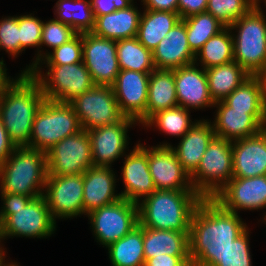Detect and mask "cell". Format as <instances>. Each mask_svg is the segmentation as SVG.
<instances>
[{"label": "cell", "instance_id": "obj_9", "mask_svg": "<svg viewBox=\"0 0 266 266\" xmlns=\"http://www.w3.org/2000/svg\"><path fill=\"white\" fill-rule=\"evenodd\" d=\"M46 67L45 74L41 69H34L30 75L40 84L47 100L70 103L95 86L83 62Z\"/></svg>", "mask_w": 266, "mask_h": 266}, {"label": "cell", "instance_id": "obj_20", "mask_svg": "<svg viewBox=\"0 0 266 266\" xmlns=\"http://www.w3.org/2000/svg\"><path fill=\"white\" fill-rule=\"evenodd\" d=\"M148 164L156 190H194L170 146H148Z\"/></svg>", "mask_w": 266, "mask_h": 266}, {"label": "cell", "instance_id": "obj_45", "mask_svg": "<svg viewBox=\"0 0 266 266\" xmlns=\"http://www.w3.org/2000/svg\"><path fill=\"white\" fill-rule=\"evenodd\" d=\"M144 266H192L190 256L161 254L145 261Z\"/></svg>", "mask_w": 266, "mask_h": 266}, {"label": "cell", "instance_id": "obj_13", "mask_svg": "<svg viewBox=\"0 0 266 266\" xmlns=\"http://www.w3.org/2000/svg\"><path fill=\"white\" fill-rule=\"evenodd\" d=\"M43 197L55 221L80 217L84 214L83 174L47 176Z\"/></svg>", "mask_w": 266, "mask_h": 266}, {"label": "cell", "instance_id": "obj_33", "mask_svg": "<svg viewBox=\"0 0 266 266\" xmlns=\"http://www.w3.org/2000/svg\"><path fill=\"white\" fill-rule=\"evenodd\" d=\"M54 19L71 26L78 34L92 32L95 17L90 0H58Z\"/></svg>", "mask_w": 266, "mask_h": 266}, {"label": "cell", "instance_id": "obj_39", "mask_svg": "<svg viewBox=\"0 0 266 266\" xmlns=\"http://www.w3.org/2000/svg\"><path fill=\"white\" fill-rule=\"evenodd\" d=\"M253 7L254 0H208L206 12L229 27Z\"/></svg>", "mask_w": 266, "mask_h": 266}, {"label": "cell", "instance_id": "obj_54", "mask_svg": "<svg viewBox=\"0 0 266 266\" xmlns=\"http://www.w3.org/2000/svg\"><path fill=\"white\" fill-rule=\"evenodd\" d=\"M264 130L266 131V118H265Z\"/></svg>", "mask_w": 266, "mask_h": 266}, {"label": "cell", "instance_id": "obj_11", "mask_svg": "<svg viewBox=\"0 0 266 266\" xmlns=\"http://www.w3.org/2000/svg\"><path fill=\"white\" fill-rule=\"evenodd\" d=\"M46 156L48 176L83 174L93 166L91 141L84 129L57 142Z\"/></svg>", "mask_w": 266, "mask_h": 266}, {"label": "cell", "instance_id": "obj_36", "mask_svg": "<svg viewBox=\"0 0 266 266\" xmlns=\"http://www.w3.org/2000/svg\"><path fill=\"white\" fill-rule=\"evenodd\" d=\"M186 25L187 40L190 49L196 54L213 36L225 26L208 12L197 13L182 19Z\"/></svg>", "mask_w": 266, "mask_h": 266}, {"label": "cell", "instance_id": "obj_48", "mask_svg": "<svg viewBox=\"0 0 266 266\" xmlns=\"http://www.w3.org/2000/svg\"><path fill=\"white\" fill-rule=\"evenodd\" d=\"M144 9L178 12V0H141Z\"/></svg>", "mask_w": 266, "mask_h": 266}, {"label": "cell", "instance_id": "obj_51", "mask_svg": "<svg viewBox=\"0 0 266 266\" xmlns=\"http://www.w3.org/2000/svg\"><path fill=\"white\" fill-rule=\"evenodd\" d=\"M6 248L4 246L0 245V266H4L8 261H6ZM6 261V262H5Z\"/></svg>", "mask_w": 266, "mask_h": 266}, {"label": "cell", "instance_id": "obj_38", "mask_svg": "<svg viewBox=\"0 0 266 266\" xmlns=\"http://www.w3.org/2000/svg\"><path fill=\"white\" fill-rule=\"evenodd\" d=\"M43 22L40 18L34 17V15H18V26L20 29V53L22 54L26 48H37L36 58L31 65H27L26 68L21 70L20 74H31L35 67L40 62V43L42 38Z\"/></svg>", "mask_w": 266, "mask_h": 266}, {"label": "cell", "instance_id": "obj_24", "mask_svg": "<svg viewBox=\"0 0 266 266\" xmlns=\"http://www.w3.org/2000/svg\"><path fill=\"white\" fill-rule=\"evenodd\" d=\"M155 69L174 70L195 62L190 49L185 22L181 19L152 51Z\"/></svg>", "mask_w": 266, "mask_h": 266}, {"label": "cell", "instance_id": "obj_10", "mask_svg": "<svg viewBox=\"0 0 266 266\" xmlns=\"http://www.w3.org/2000/svg\"><path fill=\"white\" fill-rule=\"evenodd\" d=\"M99 245L107 247L139 225L138 204L124 198L87 214Z\"/></svg>", "mask_w": 266, "mask_h": 266}, {"label": "cell", "instance_id": "obj_3", "mask_svg": "<svg viewBox=\"0 0 266 266\" xmlns=\"http://www.w3.org/2000/svg\"><path fill=\"white\" fill-rule=\"evenodd\" d=\"M202 199L195 190H155L138 204L139 224L189 232L192 215Z\"/></svg>", "mask_w": 266, "mask_h": 266}, {"label": "cell", "instance_id": "obj_12", "mask_svg": "<svg viewBox=\"0 0 266 266\" xmlns=\"http://www.w3.org/2000/svg\"><path fill=\"white\" fill-rule=\"evenodd\" d=\"M82 129L89 130L119 122L124 115L111 86L95 85L70 102Z\"/></svg>", "mask_w": 266, "mask_h": 266}, {"label": "cell", "instance_id": "obj_47", "mask_svg": "<svg viewBox=\"0 0 266 266\" xmlns=\"http://www.w3.org/2000/svg\"><path fill=\"white\" fill-rule=\"evenodd\" d=\"M1 209H18L21 207H26V205L35 197L38 196H24L12 193H1Z\"/></svg>", "mask_w": 266, "mask_h": 266}, {"label": "cell", "instance_id": "obj_17", "mask_svg": "<svg viewBox=\"0 0 266 266\" xmlns=\"http://www.w3.org/2000/svg\"><path fill=\"white\" fill-rule=\"evenodd\" d=\"M150 73L120 70L111 86L120 112L126 117L133 118L139 126L146 123Z\"/></svg>", "mask_w": 266, "mask_h": 266}, {"label": "cell", "instance_id": "obj_29", "mask_svg": "<svg viewBox=\"0 0 266 266\" xmlns=\"http://www.w3.org/2000/svg\"><path fill=\"white\" fill-rule=\"evenodd\" d=\"M141 14L137 39L147 49L153 51L167 33L181 20L178 12L144 9Z\"/></svg>", "mask_w": 266, "mask_h": 266}, {"label": "cell", "instance_id": "obj_4", "mask_svg": "<svg viewBox=\"0 0 266 266\" xmlns=\"http://www.w3.org/2000/svg\"><path fill=\"white\" fill-rule=\"evenodd\" d=\"M47 176L45 152L27 146L15 147L0 165V193L41 196Z\"/></svg>", "mask_w": 266, "mask_h": 266}, {"label": "cell", "instance_id": "obj_50", "mask_svg": "<svg viewBox=\"0 0 266 266\" xmlns=\"http://www.w3.org/2000/svg\"><path fill=\"white\" fill-rule=\"evenodd\" d=\"M6 64L4 63L3 57L0 60V89L1 87L11 78L6 72Z\"/></svg>", "mask_w": 266, "mask_h": 266}, {"label": "cell", "instance_id": "obj_31", "mask_svg": "<svg viewBox=\"0 0 266 266\" xmlns=\"http://www.w3.org/2000/svg\"><path fill=\"white\" fill-rule=\"evenodd\" d=\"M240 111H266V76H250L224 100Z\"/></svg>", "mask_w": 266, "mask_h": 266}, {"label": "cell", "instance_id": "obj_41", "mask_svg": "<svg viewBox=\"0 0 266 266\" xmlns=\"http://www.w3.org/2000/svg\"><path fill=\"white\" fill-rule=\"evenodd\" d=\"M78 33L69 25L50 19L43 22L42 38L40 43V61L44 58V52L41 51L42 46H47L52 50L60 47L64 43L73 39Z\"/></svg>", "mask_w": 266, "mask_h": 266}, {"label": "cell", "instance_id": "obj_34", "mask_svg": "<svg viewBox=\"0 0 266 266\" xmlns=\"http://www.w3.org/2000/svg\"><path fill=\"white\" fill-rule=\"evenodd\" d=\"M232 61H234L233 36L229 27H225L202 46L195 55L194 63L206 70Z\"/></svg>", "mask_w": 266, "mask_h": 266}, {"label": "cell", "instance_id": "obj_37", "mask_svg": "<svg viewBox=\"0 0 266 266\" xmlns=\"http://www.w3.org/2000/svg\"><path fill=\"white\" fill-rule=\"evenodd\" d=\"M191 110L177 106L154 114L143 126L154 127L169 136L182 138L195 124L190 118Z\"/></svg>", "mask_w": 266, "mask_h": 266}, {"label": "cell", "instance_id": "obj_30", "mask_svg": "<svg viewBox=\"0 0 266 266\" xmlns=\"http://www.w3.org/2000/svg\"><path fill=\"white\" fill-rule=\"evenodd\" d=\"M210 96L214 102L224 100L251 75L236 61L206 69Z\"/></svg>", "mask_w": 266, "mask_h": 266}, {"label": "cell", "instance_id": "obj_2", "mask_svg": "<svg viewBox=\"0 0 266 266\" xmlns=\"http://www.w3.org/2000/svg\"><path fill=\"white\" fill-rule=\"evenodd\" d=\"M46 100L30 74L10 78L0 89V120L15 147L27 146L38 110Z\"/></svg>", "mask_w": 266, "mask_h": 266}, {"label": "cell", "instance_id": "obj_43", "mask_svg": "<svg viewBox=\"0 0 266 266\" xmlns=\"http://www.w3.org/2000/svg\"><path fill=\"white\" fill-rule=\"evenodd\" d=\"M0 49L13 58H17L20 54L18 16H7L0 19Z\"/></svg>", "mask_w": 266, "mask_h": 266}, {"label": "cell", "instance_id": "obj_44", "mask_svg": "<svg viewBox=\"0 0 266 266\" xmlns=\"http://www.w3.org/2000/svg\"><path fill=\"white\" fill-rule=\"evenodd\" d=\"M94 17L110 14L115 10L126 9L134 0H90Z\"/></svg>", "mask_w": 266, "mask_h": 266}, {"label": "cell", "instance_id": "obj_53", "mask_svg": "<svg viewBox=\"0 0 266 266\" xmlns=\"http://www.w3.org/2000/svg\"><path fill=\"white\" fill-rule=\"evenodd\" d=\"M261 1L262 0H254V5H260V3H262ZM263 2H264V5L266 6V0H263Z\"/></svg>", "mask_w": 266, "mask_h": 266}, {"label": "cell", "instance_id": "obj_21", "mask_svg": "<svg viewBox=\"0 0 266 266\" xmlns=\"http://www.w3.org/2000/svg\"><path fill=\"white\" fill-rule=\"evenodd\" d=\"M174 80L178 106L188 110L214 107L204 68L193 63L174 69Z\"/></svg>", "mask_w": 266, "mask_h": 266}, {"label": "cell", "instance_id": "obj_49", "mask_svg": "<svg viewBox=\"0 0 266 266\" xmlns=\"http://www.w3.org/2000/svg\"><path fill=\"white\" fill-rule=\"evenodd\" d=\"M15 145L9 140L8 133L0 120V165L11 155Z\"/></svg>", "mask_w": 266, "mask_h": 266}, {"label": "cell", "instance_id": "obj_35", "mask_svg": "<svg viewBox=\"0 0 266 266\" xmlns=\"http://www.w3.org/2000/svg\"><path fill=\"white\" fill-rule=\"evenodd\" d=\"M116 53L120 70L152 72L155 69L152 51L137 37L116 41Z\"/></svg>", "mask_w": 266, "mask_h": 266}, {"label": "cell", "instance_id": "obj_28", "mask_svg": "<svg viewBox=\"0 0 266 266\" xmlns=\"http://www.w3.org/2000/svg\"><path fill=\"white\" fill-rule=\"evenodd\" d=\"M177 106L174 70L154 69L148 85L146 122L157 112Z\"/></svg>", "mask_w": 266, "mask_h": 266}, {"label": "cell", "instance_id": "obj_15", "mask_svg": "<svg viewBox=\"0 0 266 266\" xmlns=\"http://www.w3.org/2000/svg\"><path fill=\"white\" fill-rule=\"evenodd\" d=\"M83 63L95 85L112 86L120 72L116 41L94 35L82 34Z\"/></svg>", "mask_w": 266, "mask_h": 266}, {"label": "cell", "instance_id": "obj_22", "mask_svg": "<svg viewBox=\"0 0 266 266\" xmlns=\"http://www.w3.org/2000/svg\"><path fill=\"white\" fill-rule=\"evenodd\" d=\"M233 177L266 175V131L232 142Z\"/></svg>", "mask_w": 266, "mask_h": 266}, {"label": "cell", "instance_id": "obj_6", "mask_svg": "<svg viewBox=\"0 0 266 266\" xmlns=\"http://www.w3.org/2000/svg\"><path fill=\"white\" fill-rule=\"evenodd\" d=\"M82 130L70 103L45 100L32 125L29 147L47 152L57 142Z\"/></svg>", "mask_w": 266, "mask_h": 266}, {"label": "cell", "instance_id": "obj_16", "mask_svg": "<svg viewBox=\"0 0 266 266\" xmlns=\"http://www.w3.org/2000/svg\"><path fill=\"white\" fill-rule=\"evenodd\" d=\"M225 210L238 214V210H260L266 208V175L236 178L230 181L214 196ZM266 224V213L262 218Z\"/></svg>", "mask_w": 266, "mask_h": 266}, {"label": "cell", "instance_id": "obj_27", "mask_svg": "<svg viewBox=\"0 0 266 266\" xmlns=\"http://www.w3.org/2000/svg\"><path fill=\"white\" fill-rule=\"evenodd\" d=\"M145 261L161 254L189 256V232L143 227Z\"/></svg>", "mask_w": 266, "mask_h": 266}, {"label": "cell", "instance_id": "obj_5", "mask_svg": "<svg viewBox=\"0 0 266 266\" xmlns=\"http://www.w3.org/2000/svg\"><path fill=\"white\" fill-rule=\"evenodd\" d=\"M229 29L233 36L234 61L251 76H266V15L261 6L254 5Z\"/></svg>", "mask_w": 266, "mask_h": 266}, {"label": "cell", "instance_id": "obj_52", "mask_svg": "<svg viewBox=\"0 0 266 266\" xmlns=\"http://www.w3.org/2000/svg\"><path fill=\"white\" fill-rule=\"evenodd\" d=\"M4 266H19L18 264H17V262L15 263V262H7Z\"/></svg>", "mask_w": 266, "mask_h": 266}, {"label": "cell", "instance_id": "obj_25", "mask_svg": "<svg viewBox=\"0 0 266 266\" xmlns=\"http://www.w3.org/2000/svg\"><path fill=\"white\" fill-rule=\"evenodd\" d=\"M215 137L211 120H196L195 124L181 138L177 146L168 142H160L157 146H170L175 152L181 166L191 176L200 163L208 144Z\"/></svg>", "mask_w": 266, "mask_h": 266}, {"label": "cell", "instance_id": "obj_7", "mask_svg": "<svg viewBox=\"0 0 266 266\" xmlns=\"http://www.w3.org/2000/svg\"><path fill=\"white\" fill-rule=\"evenodd\" d=\"M56 221L43 195L33 198L26 207L0 209V245L8 237L48 238L56 231ZM3 240V241H2Z\"/></svg>", "mask_w": 266, "mask_h": 266}, {"label": "cell", "instance_id": "obj_8", "mask_svg": "<svg viewBox=\"0 0 266 266\" xmlns=\"http://www.w3.org/2000/svg\"><path fill=\"white\" fill-rule=\"evenodd\" d=\"M232 162V142L215 136L190 176L194 190L202 198H214L233 177Z\"/></svg>", "mask_w": 266, "mask_h": 266}, {"label": "cell", "instance_id": "obj_46", "mask_svg": "<svg viewBox=\"0 0 266 266\" xmlns=\"http://www.w3.org/2000/svg\"><path fill=\"white\" fill-rule=\"evenodd\" d=\"M208 0H178V14L181 19L206 12Z\"/></svg>", "mask_w": 266, "mask_h": 266}, {"label": "cell", "instance_id": "obj_32", "mask_svg": "<svg viewBox=\"0 0 266 266\" xmlns=\"http://www.w3.org/2000/svg\"><path fill=\"white\" fill-rule=\"evenodd\" d=\"M108 257L112 266H144L143 227L139 224L124 237L109 244Z\"/></svg>", "mask_w": 266, "mask_h": 266}, {"label": "cell", "instance_id": "obj_23", "mask_svg": "<svg viewBox=\"0 0 266 266\" xmlns=\"http://www.w3.org/2000/svg\"><path fill=\"white\" fill-rule=\"evenodd\" d=\"M112 167L91 166L83 173L84 215L118 201L116 172Z\"/></svg>", "mask_w": 266, "mask_h": 266}, {"label": "cell", "instance_id": "obj_1", "mask_svg": "<svg viewBox=\"0 0 266 266\" xmlns=\"http://www.w3.org/2000/svg\"><path fill=\"white\" fill-rule=\"evenodd\" d=\"M247 228L239 214L225 210L213 198H203L192 215L189 230L192 266H216Z\"/></svg>", "mask_w": 266, "mask_h": 266}, {"label": "cell", "instance_id": "obj_18", "mask_svg": "<svg viewBox=\"0 0 266 266\" xmlns=\"http://www.w3.org/2000/svg\"><path fill=\"white\" fill-rule=\"evenodd\" d=\"M217 108L211 122L215 136L236 141L258 134L264 129L266 111H240L229 107L223 100L215 102Z\"/></svg>", "mask_w": 266, "mask_h": 266}, {"label": "cell", "instance_id": "obj_40", "mask_svg": "<svg viewBox=\"0 0 266 266\" xmlns=\"http://www.w3.org/2000/svg\"><path fill=\"white\" fill-rule=\"evenodd\" d=\"M82 34H77L73 39L52 51L44 52V58L35 69H42V65H65L83 62Z\"/></svg>", "mask_w": 266, "mask_h": 266}, {"label": "cell", "instance_id": "obj_19", "mask_svg": "<svg viewBox=\"0 0 266 266\" xmlns=\"http://www.w3.org/2000/svg\"><path fill=\"white\" fill-rule=\"evenodd\" d=\"M123 160L121 179L125 189L120 196L139 204L156 190L149 170L147 146L139 141Z\"/></svg>", "mask_w": 266, "mask_h": 266}, {"label": "cell", "instance_id": "obj_42", "mask_svg": "<svg viewBox=\"0 0 266 266\" xmlns=\"http://www.w3.org/2000/svg\"><path fill=\"white\" fill-rule=\"evenodd\" d=\"M248 229L231 243L216 266H252Z\"/></svg>", "mask_w": 266, "mask_h": 266}, {"label": "cell", "instance_id": "obj_14", "mask_svg": "<svg viewBox=\"0 0 266 266\" xmlns=\"http://www.w3.org/2000/svg\"><path fill=\"white\" fill-rule=\"evenodd\" d=\"M138 122L124 116L119 122L87 130L91 141L94 166L111 167L115 160L126 155L129 145L128 129Z\"/></svg>", "mask_w": 266, "mask_h": 266}, {"label": "cell", "instance_id": "obj_26", "mask_svg": "<svg viewBox=\"0 0 266 266\" xmlns=\"http://www.w3.org/2000/svg\"><path fill=\"white\" fill-rule=\"evenodd\" d=\"M141 14L142 12L133 3L126 9L98 16L95 18L92 33L114 41L136 37Z\"/></svg>", "mask_w": 266, "mask_h": 266}]
</instances>
